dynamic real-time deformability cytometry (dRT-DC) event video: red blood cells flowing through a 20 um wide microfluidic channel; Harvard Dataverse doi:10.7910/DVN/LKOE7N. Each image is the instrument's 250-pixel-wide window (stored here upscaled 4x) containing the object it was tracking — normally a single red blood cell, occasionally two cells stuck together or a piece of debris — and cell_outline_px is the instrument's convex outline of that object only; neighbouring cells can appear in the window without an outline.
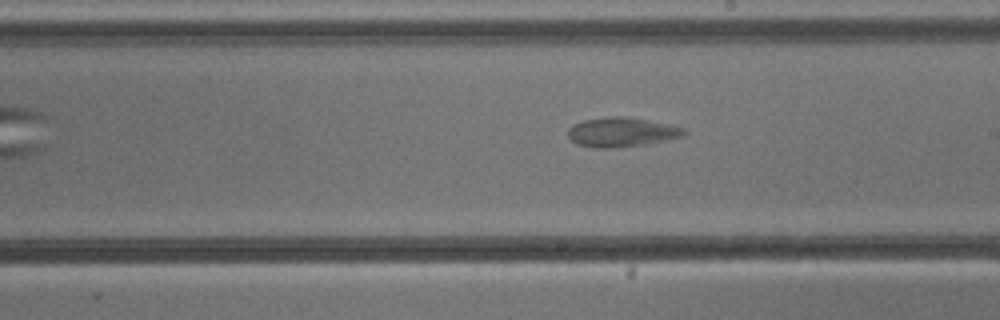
{"species": "common noctule bat (a hibernating species)", "species_latin": "Nyctalus noctula", "temperature_condition": "cold", "stored_images_in_passage": 8, "segment_of_instrument_passage": [2, 2], "camera_frame_rate_fps": 3000, "um_per_image_px": 0.085, "animal": {"sex": "male", "body_mass_g": 13.3}, "frame": {"image": 1, "passage_image": 8, "time_ms": 9.333, "image_size_px": [1000, 320], "cell_outline_px": [[688, 132], [680, 136], [644, 144], [608, 148], [592, 148], [576, 144], [568, 136], [568, 128], [572, 124], [584, 120], [612, 116], [624, 116], [684, 128]], "centroid_in_image_um": [52.73, 11.23], "position_along_channel_um": 236.3, "area_um2": 19.42}}